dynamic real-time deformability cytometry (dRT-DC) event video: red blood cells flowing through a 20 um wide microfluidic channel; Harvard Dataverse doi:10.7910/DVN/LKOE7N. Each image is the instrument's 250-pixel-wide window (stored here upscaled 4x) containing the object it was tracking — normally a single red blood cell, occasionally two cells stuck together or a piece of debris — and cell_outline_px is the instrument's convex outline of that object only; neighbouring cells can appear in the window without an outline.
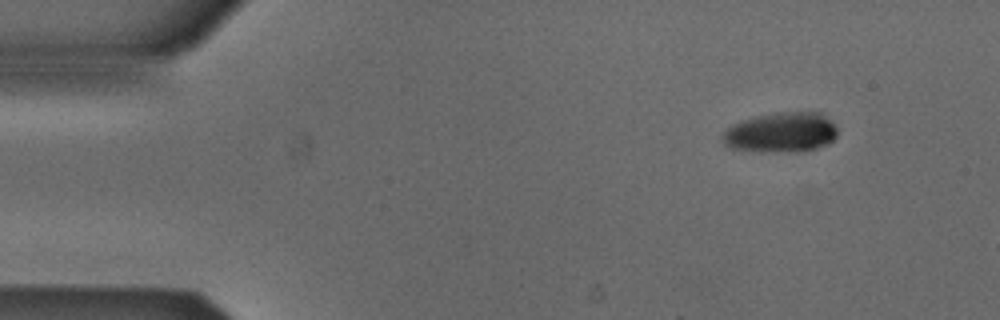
{"species": "Egyptian fruit bat (a non-hibernating species)", "species_latin": "Rousettus aegyptiacus", "temperature_condition": "cold", "stored_images_in_passage": 7, "camera_frame_rate_fps": 3000, "um_per_image_px": 0.085, "animal": {"sex": "male"}, "frame": {"image": 1, "passage_image": 1, "time_ms": 0.0, "image_size_px": [1000, 320], "cell_outline_px": [[836, 136], [828, 144], [816, 148], [764, 152], [756, 152], [728, 148], [720, 140], [724, 132], [732, 124], [756, 116], [780, 112], [820, 112], [836, 124]], "centroid_in_image_um": [66.35, 11.25], "position_along_channel_um": 18.7, "area_um2": 26.65}}